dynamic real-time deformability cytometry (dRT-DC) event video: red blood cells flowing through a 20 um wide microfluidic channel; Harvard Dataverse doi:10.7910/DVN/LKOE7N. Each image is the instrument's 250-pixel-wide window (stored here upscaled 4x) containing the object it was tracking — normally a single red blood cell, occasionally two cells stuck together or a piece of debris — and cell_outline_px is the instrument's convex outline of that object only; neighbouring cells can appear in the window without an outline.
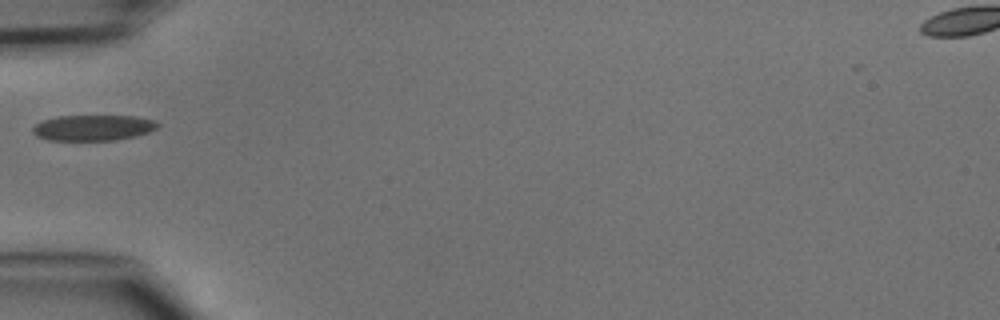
{"species": "common noctule bat (a hibernating species)", "species_latin": "Nyctalus noctula", "temperature_condition": "cold", "stored_images_in_passage": 10, "camera_frame_rate_fps": 3000, "um_per_image_px": 0.085, "animal": {"sex": "male", "body_mass_g": 15.6}, "frame": {"image": 1, "passage_image": 1, "time_ms": 0.0, "image_size_px": [1000, 320], "cell_outline_px": [[160, 124], [156, 128], [148, 132], [136, 136], [116, 140], [48, 140], [36, 136], [32, 132], [32, 128], [36, 124], [44, 120], [60, 116], [132, 116], [156, 120]], "centroid_in_image_um": [7.93, 10.86], "position_along_channel_um": 77.1, "area_um2": 18.67}}